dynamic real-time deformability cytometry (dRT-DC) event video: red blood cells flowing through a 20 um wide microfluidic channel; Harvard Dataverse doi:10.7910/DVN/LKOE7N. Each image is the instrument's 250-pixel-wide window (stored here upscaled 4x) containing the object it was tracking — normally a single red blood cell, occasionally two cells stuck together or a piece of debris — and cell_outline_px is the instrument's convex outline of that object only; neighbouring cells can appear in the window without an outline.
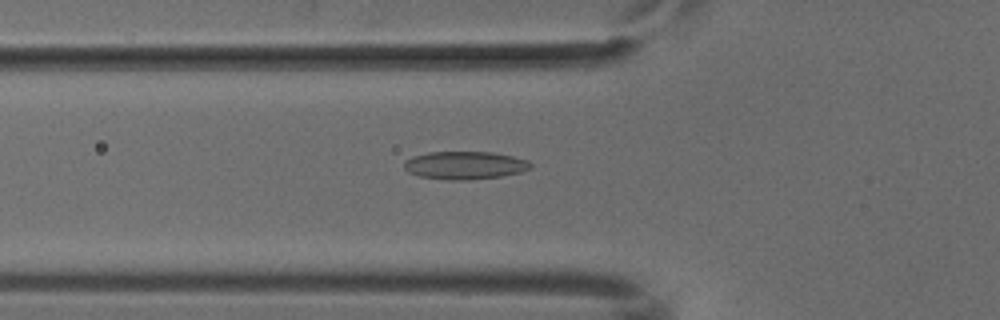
{"species": "common noctule bat (a hibernating species)", "species_latin": "Nyctalus noctula", "temperature_condition": "cold", "stored_images_in_passage": 41, "camera_frame_rate_fps": 3000, "um_per_image_px": 0.085, "animal": {"sex": "male", "body_mass_g": 18.8}, "frame": {"image": 1, "passage_image": 18, "time_ms": 5.667, "image_size_px": [1000, 320], "cell_outline_px": [[532, 168], [520, 172], [500, 176], [468, 180], [448, 180], [420, 176], [408, 172], [404, 168], [404, 160], [412, 156], [428, 152], [492, 152], [512, 156], [528, 160], [532, 164]], "centroid_in_image_um": [39.5, 14.04], "position_along_channel_um": 86.3, "area_um2": 20.63}}
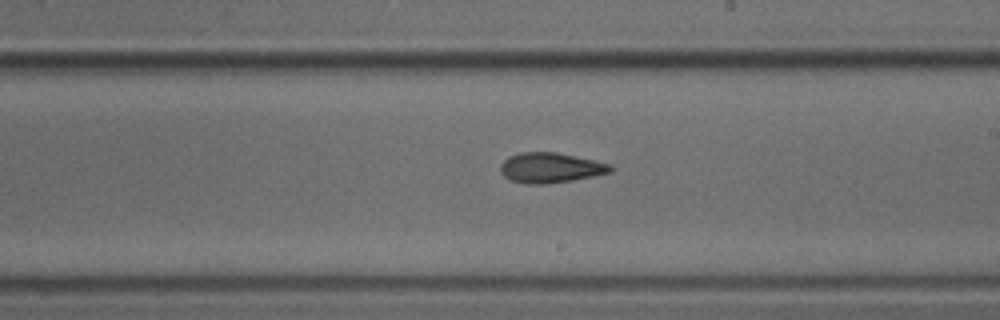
{"frame": {"image": 2, "passage_image": 30, "time_ms": 9.667, "image_size_px": [1000, 320], "cell_outline_px": [[612, 172], [572, 180], [544, 184], [528, 184], [512, 180], [504, 176], [500, 172], [500, 164], [508, 156], [520, 152], [556, 152], [612, 164]], "centroid_in_image_um": [46.77, 14.25], "position_along_channel_um": 242.2, "area_um2": 19.25}}
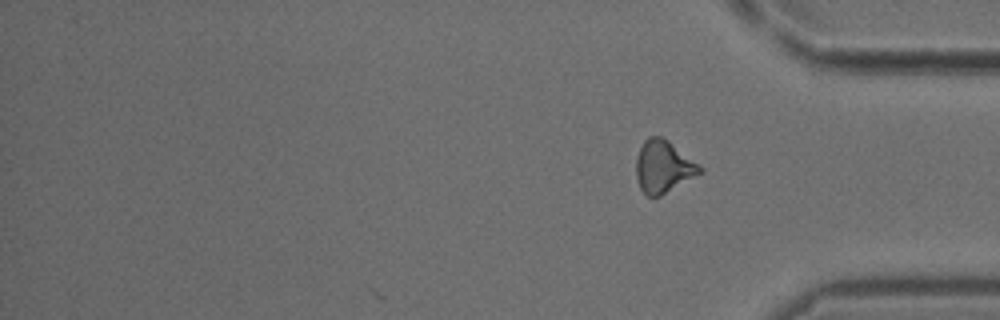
{"frame": {"image": 3, "passage_image": 41, "time_ms": 13.333, "image_size_px": [1000, 320], "cell_outline_px": [[704, 172], [660, 196], [648, 196], [640, 188], [636, 176], [636, 156], [644, 140], [648, 136], [664, 136], [700, 164], [704, 168]], "centroid_in_image_um": [56.41, 14.14], "position_along_channel_um": 378.8, "area_um2": 19.77}}